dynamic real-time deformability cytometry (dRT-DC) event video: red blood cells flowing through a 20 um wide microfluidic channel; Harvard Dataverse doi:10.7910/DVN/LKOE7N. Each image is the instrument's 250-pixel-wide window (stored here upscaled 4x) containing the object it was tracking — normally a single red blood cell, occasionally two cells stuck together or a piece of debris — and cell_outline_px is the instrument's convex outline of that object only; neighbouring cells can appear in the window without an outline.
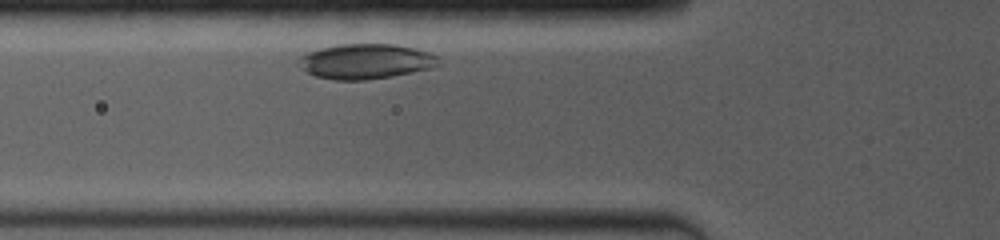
{"species": "common noctule bat (a hibernating species)", "species_latin": "Nyctalus noctula", "temperature_condition": "room temperature", "stored_images_in_passage": 10, "camera_frame_rate_fps": 4000, "um_per_image_px": 0.085, "animal": {"sex": "female", "body_mass_g": 19.0, "forearm_length_mm": 53.3}, "frame": {"image": 1, "passage_image": 2, "time_ms": 1.0, "image_size_px": [1000, 240], "cell_outline_px": [[440, 64], [432, 68], [392, 76], [368, 80], [336, 80], [316, 76], [300, 68], [296, 64], [296, 60], [300, 56], [308, 52], [320, 48], [340, 44], [392, 44], [412, 48], [428, 52], [436, 56]], "centroid_in_image_um": [31.03, 5.22], "position_along_channel_um": 94.8, "area_um2": 28.55}}
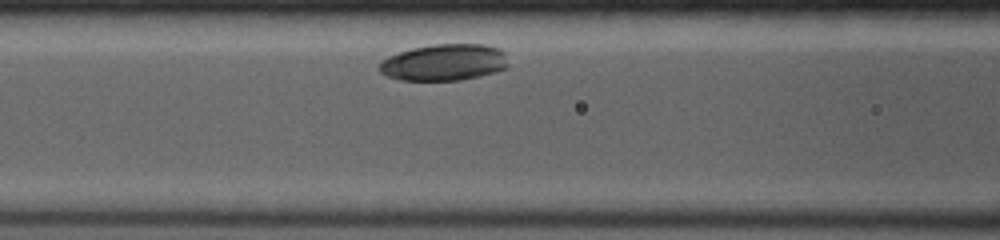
{"frame": {"image": 2, "passage_image": 5, "time_ms": 2.0, "image_size_px": [1000, 240], "cell_outline_px": [[508, 68], [480, 76], [460, 80], [400, 80], [384, 76], [376, 68], [388, 56], [412, 48], [432, 44], [484, 44], [500, 48], [504, 52], [508, 64]], "centroid_in_image_um": [37.75, 5.3], "position_along_channel_um": 128.9, "area_um2": 27.69}}